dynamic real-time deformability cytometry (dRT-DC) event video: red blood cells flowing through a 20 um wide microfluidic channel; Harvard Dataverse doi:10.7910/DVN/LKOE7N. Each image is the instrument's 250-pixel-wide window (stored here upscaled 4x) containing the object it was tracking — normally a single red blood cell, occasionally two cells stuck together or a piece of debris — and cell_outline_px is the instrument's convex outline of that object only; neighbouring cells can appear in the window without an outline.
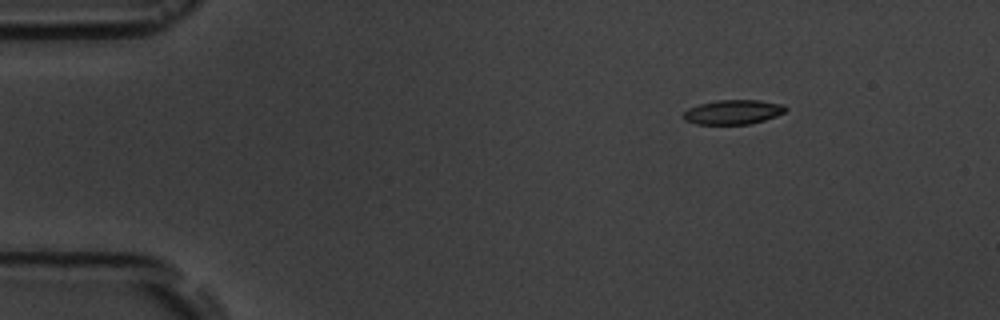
{"species": "common noctule bat (a hibernating species)", "species_latin": "Nyctalus noctula", "temperature_condition": "room temperature", "stored_images_in_passage": 5, "segment_of_instrument_passage": [2, 2], "camera_frame_rate_fps": 3000, "um_per_image_px": 0.085, "animal": {"sex": "male", "body_mass_g": 19.5, "forearm_length_mm": 54.6}, "frame": {"image": 1, "passage_image": 5, "time_ms": 6.333, "image_size_px": [1000, 320], "cell_outline_px": [[788, 108], [784, 112], [776, 116], [764, 120], [748, 124], [696, 124], [684, 120], [684, 112], [688, 108], [700, 104], [716, 100], [760, 100], [784, 104]], "centroid_in_image_um": [62.33, 9.52], "position_along_channel_um": 22.7, "area_um2": 14.57}}